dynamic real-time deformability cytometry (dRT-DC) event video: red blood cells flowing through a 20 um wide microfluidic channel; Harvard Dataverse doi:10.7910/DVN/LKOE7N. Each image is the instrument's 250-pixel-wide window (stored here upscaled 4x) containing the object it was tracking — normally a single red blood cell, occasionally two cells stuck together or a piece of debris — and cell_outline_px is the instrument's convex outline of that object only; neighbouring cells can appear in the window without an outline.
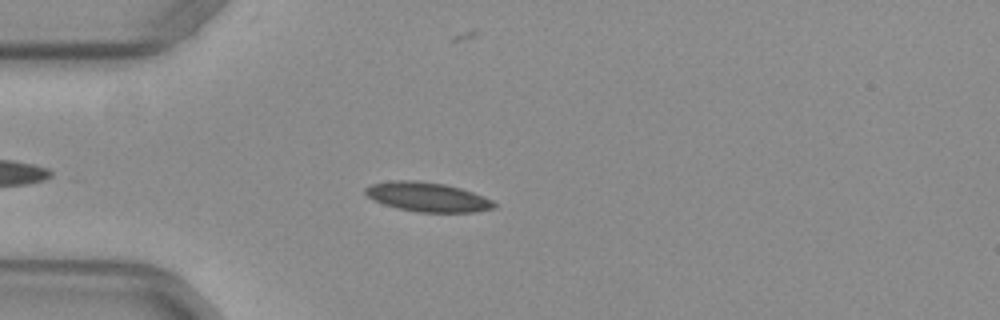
{"species": "common noctule bat (a hibernating species)", "species_latin": "Nyctalus noctula", "temperature_condition": "warm", "stored_images_in_passage": 11, "camera_frame_rate_fps": 3000, "um_per_image_px": 0.085, "animal": {"sex": "female", "body_mass_g": 29.2, "forearm_length_mm": 56.3}, "frame": {"image": 1, "passage_image": 5, "time_ms": 1.333, "image_size_px": [1000, 320], "cell_outline_px": [[496, 208], [472, 212], [416, 212], [396, 208], [384, 204], [368, 196], [364, 192], [364, 188], [372, 184], [392, 180], [416, 180], [444, 184], [460, 188], [472, 192], [492, 200], [496, 204]], "centroid_in_image_um": [36.33, 16.74], "position_along_channel_um": 48.7, "area_um2": 21.91}}
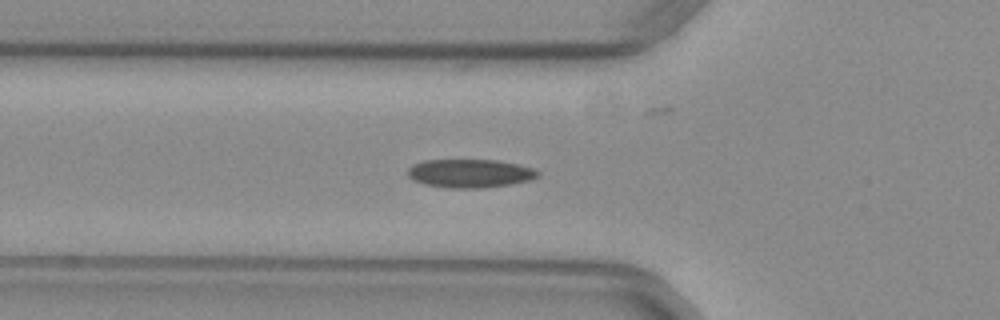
{"frame": {"image": 2, "passage_image": 9, "time_ms": 2.667, "image_size_px": [1000, 320], "cell_outline_px": [[540, 176], [532, 180], [512, 184], [484, 188], [448, 188], [424, 184], [412, 180], [408, 176], [408, 168], [412, 164], [424, 160], [496, 160], [516, 164], [532, 168], [540, 172]], "centroid_in_image_um": [39.95, 14.74], "position_along_channel_um": 85.9, "area_um2": 21.79}}